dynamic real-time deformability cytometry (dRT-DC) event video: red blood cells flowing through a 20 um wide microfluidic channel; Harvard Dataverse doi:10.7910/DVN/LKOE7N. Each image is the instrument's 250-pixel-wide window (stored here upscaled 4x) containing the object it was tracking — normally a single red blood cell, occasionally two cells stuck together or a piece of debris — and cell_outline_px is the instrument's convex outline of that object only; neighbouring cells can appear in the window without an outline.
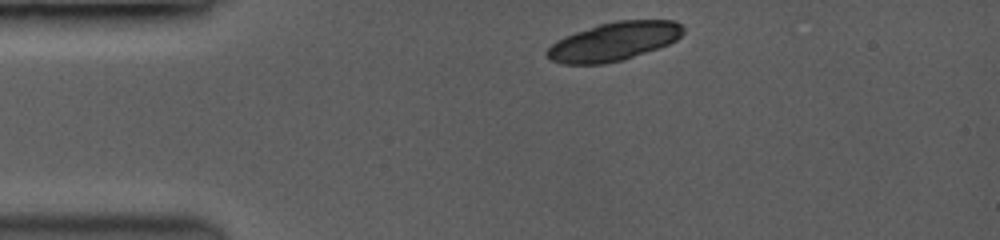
{"species": "common noctule bat (a hibernating species)", "species_latin": "Nyctalus noctula", "temperature_condition": "room temperature", "stored_images_in_passage": 3, "camera_frame_rate_fps": 3500, "um_per_image_px": 0.085, "animal": {"sex": "female", "body_mass_g": 19.0, "forearm_length_mm": 53.3}, "frame": {"image": 1, "passage_image": 1, "time_ms": 0.0, "image_size_px": [1000, 240], "cell_outline_px": [[684, 32], [676, 40], [668, 44], [620, 60], [600, 64], [564, 64], [552, 60], [544, 52], [552, 44], [576, 32], [600, 24], [616, 20], [672, 20], [680, 24], [684, 28]], "centroid_in_image_um": [52.2, 3.51], "position_along_channel_um": 32.8, "area_um2": 29.88}}